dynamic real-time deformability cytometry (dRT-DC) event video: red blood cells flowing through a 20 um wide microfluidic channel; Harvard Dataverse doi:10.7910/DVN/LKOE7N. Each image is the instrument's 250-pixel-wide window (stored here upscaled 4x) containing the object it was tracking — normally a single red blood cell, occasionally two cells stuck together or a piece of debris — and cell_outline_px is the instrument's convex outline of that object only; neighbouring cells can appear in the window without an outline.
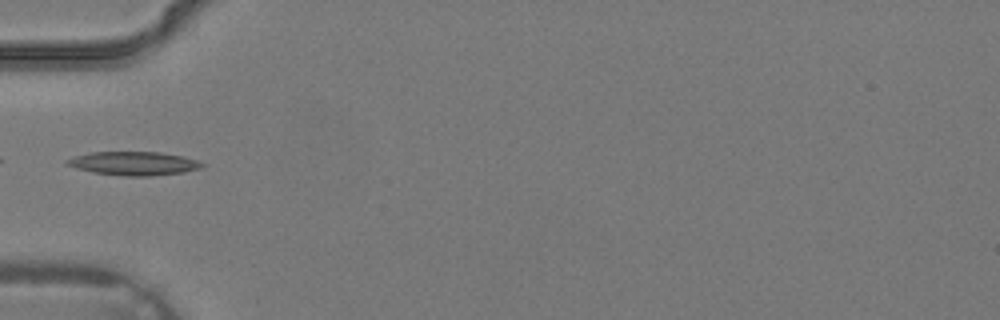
{"species": "common noctule bat (a hibernating species)", "species_latin": "Nyctalus noctula", "temperature_condition": "warm", "stored_images_in_passage": 4, "camera_frame_rate_fps": 3000, "um_per_image_px": 0.085, "animal": {"sex": "male", "body_mass_g": 19.2, "forearm_length_mm": 51.8}, "frame": {"image": 1, "passage_image": 4, "time_ms": 1.0, "image_size_px": [1000, 320], "cell_outline_px": [[204, 164], [200, 168], [184, 172], [148, 176], [124, 176], [92, 172], [76, 168], [64, 164], [64, 160], [76, 156], [92, 152], [160, 152], [184, 156], [196, 160]], "centroid_in_image_um": [11.34, 13.89], "position_along_channel_um": 73.7, "area_um2": 18.55}}